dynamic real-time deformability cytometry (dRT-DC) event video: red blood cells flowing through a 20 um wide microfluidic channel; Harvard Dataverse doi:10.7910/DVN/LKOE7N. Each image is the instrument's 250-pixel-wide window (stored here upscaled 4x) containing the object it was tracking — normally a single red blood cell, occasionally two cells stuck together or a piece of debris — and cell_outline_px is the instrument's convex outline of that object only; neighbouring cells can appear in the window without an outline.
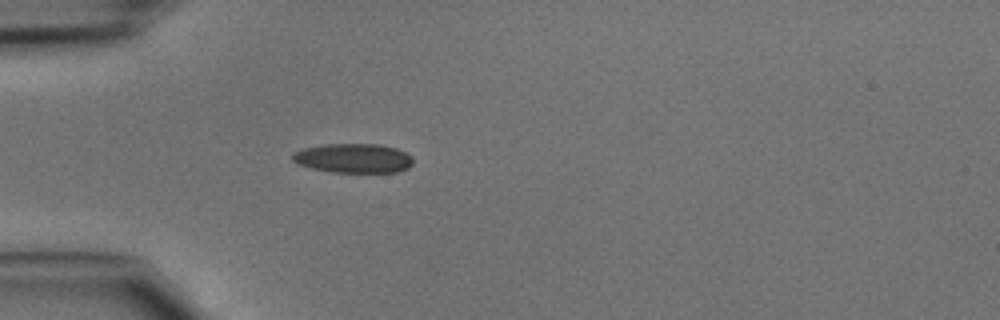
{"species": "common noctule bat (a hibernating species)", "species_latin": "Nyctalus noctula", "temperature_condition": "cold", "stored_images_in_passage": 33, "camera_frame_rate_fps": 3000, "um_per_image_px": 0.085, "animal": {"sex": "male", "body_mass_g": 15.6}, "frame": {"image": 1, "passage_image": 1, "time_ms": 0.0, "image_size_px": [1000, 320], "cell_outline_px": [[412, 164], [408, 168], [396, 172], [332, 172], [312, 168], [300, 164], [292, 160], [292, 156], [296, 152], [304, 148], [324, 144], [380, 144], [396, 148], [412, 156]], "centroid_in_image_um": [30.07, 13.44], "position_along_channel_um": 54.9, "area_um2": 20.46}}
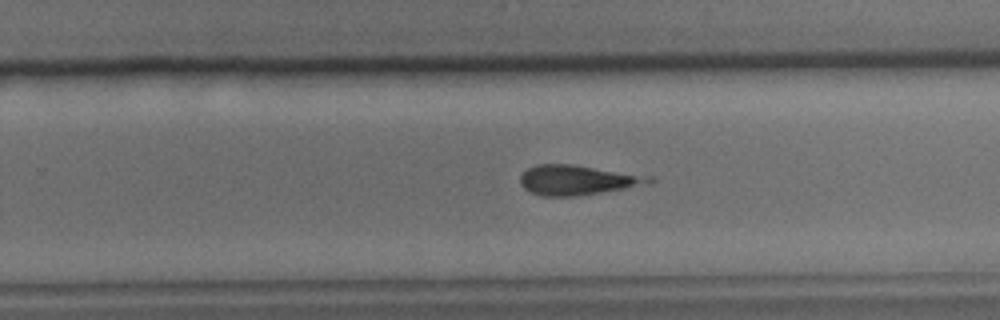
{"frame": {"image": 2, "passage_image": 17, "time_ms": 5.333, "image_size_px": [1000, 320], "cell_outline_px": [[656, 180], [652, 184], [580, 196], [544, 196], [532, 192], [524, 188], [520, 184], [520, 176], [528, 168], [536, 164], [572, 164], [656, 176]], "centroid_in_image_um": [49.19, 15.3], "position_along_channel_um": 280.6, "area_um2": 22.89}}
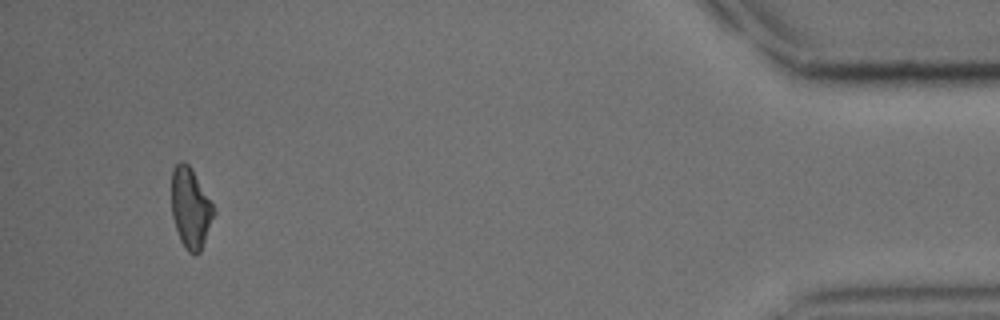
{"frame": {"image": 3, "passage_image": 31, "time_ms": 10.0, "image_size_px": [1000, 320], "cell_outline_px": [[216, 212], [200, 252], [196, 256], [188, 252], [184, 248], [180, 240], [172, 216], [172, 168], [180, 160], [184, 160], [192, 168], [212, 204]], "centroid_in_image_um": [16.19, 17.69], "position_along_channel_um": 419.0, "area_um2": 19.83}}